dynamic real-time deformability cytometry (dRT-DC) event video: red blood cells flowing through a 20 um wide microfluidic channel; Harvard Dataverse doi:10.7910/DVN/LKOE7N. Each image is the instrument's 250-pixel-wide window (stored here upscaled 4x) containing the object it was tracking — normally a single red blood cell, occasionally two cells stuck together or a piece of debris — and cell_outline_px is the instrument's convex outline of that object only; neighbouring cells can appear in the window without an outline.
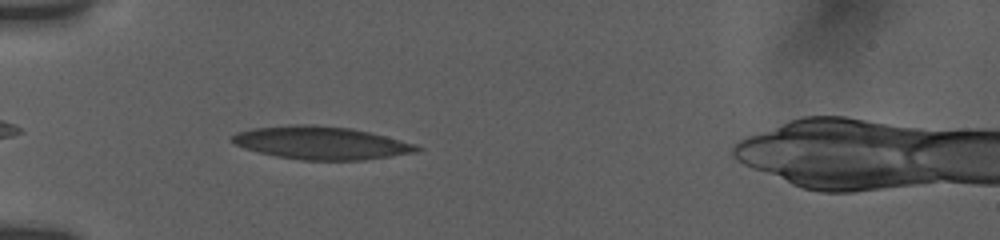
{"species": "human", "species_latin": "Homo sapiens", "temperature_condition": "room temperature", "stored_images_in_passage": 6, "camera_frame_rate_fps": 3000, "um_per_image_px": 0.085, "donor": {"sex": "female"}, "frame": {"image": 1, "passage_image": 6, "time_ms": 5.667, "image_size_px": [1000, 240], "cell_outline_px": [[424, 148], [416, 152], [392, 156], [364, 160], [300, 160], [276, 156], [244, 148], [236, 144], [232, 140], [232, 136], [236, 132], [252, 128], [292, 124], [316, 124], [352, 128], [416, 144]], "centroid_in_image_um": [27.3, 12.14], "position_along_channel_um": 57.7, "area_um2": 35.49}}